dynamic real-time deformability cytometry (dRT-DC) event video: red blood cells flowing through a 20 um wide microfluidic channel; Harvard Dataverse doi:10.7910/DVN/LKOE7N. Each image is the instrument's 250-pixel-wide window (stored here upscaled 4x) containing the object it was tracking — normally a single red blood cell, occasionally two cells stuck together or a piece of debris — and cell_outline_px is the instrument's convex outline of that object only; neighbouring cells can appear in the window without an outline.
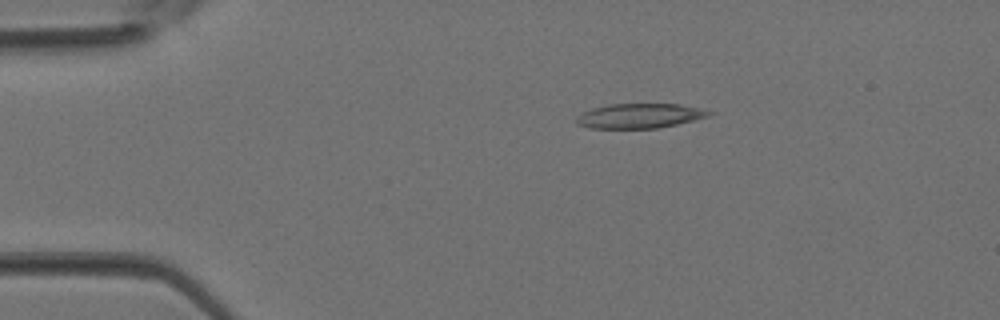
{"species": "Egyptian fruit bat (a non-hibernating species)", "species_latin": "Rousettus aegyptiacus", "temperature_condition": "room temperature", "stored_images_in_passage": 3, "camera_frame_rate_fps": 3000, "um_per_image_px": 0.085, "animal": {"sex": "female"}, "frame": {"image": 1, "passage_image": 2, "time_ms": 0.333, "image_size_px": [1000, 320], "cell_outline_px": [[716, 112], [712, 116], [676, 124], [656, 128], [588, 128], [576, 124], [576, 116], [592, 108], [608, 104], [680, 104]], "centroid_in_image_um": [54.38, 9.84], "position_along_channel_um": 30.6, "area_um2": 19.13}}